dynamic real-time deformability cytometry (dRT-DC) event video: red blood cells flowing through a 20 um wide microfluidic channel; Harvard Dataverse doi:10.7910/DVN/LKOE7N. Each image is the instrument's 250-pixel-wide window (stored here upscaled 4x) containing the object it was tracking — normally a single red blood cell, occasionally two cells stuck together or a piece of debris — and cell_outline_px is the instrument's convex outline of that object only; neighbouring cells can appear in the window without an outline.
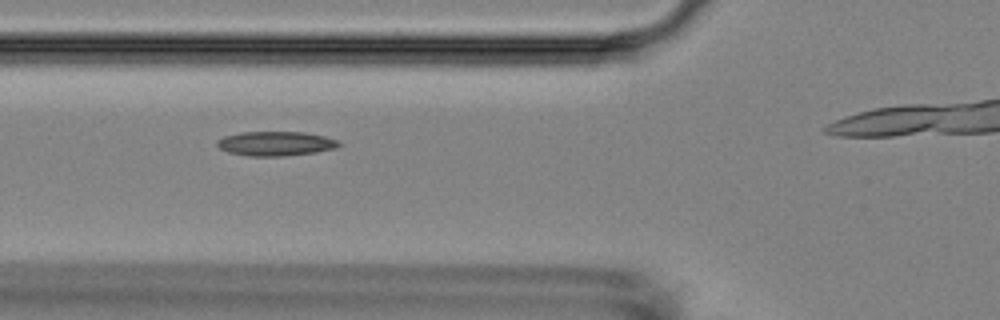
{"species": "Egyptian fruit bat (a non-hibernating species)", "species_latin": "Rousettus aegyptiacus", "temperature_condition": "room temperature", "stored_images_in_passage": 6, "camera_frame_rate_fps": 3000, "um_per_image_px": 0.085, "animal": {"sex": "female"}, "frame": {"image": 1, "passage_image": 3, "time_ms": 3.0, "image_size_px": [1000, 320], "cell_outline_px": [[340, 144], [336, 148], [316, 152], [284, 156], [248, 156], [228, 152], [220, 148], [216, 144], [216, 140], [224, 136], [240, 132], [304, 132], [324, 136], [336, 140]], "centroid_in_image_um": [23.39, 12.2], "position_along_channel_um": 102.4, "area_um2": 17.28}}
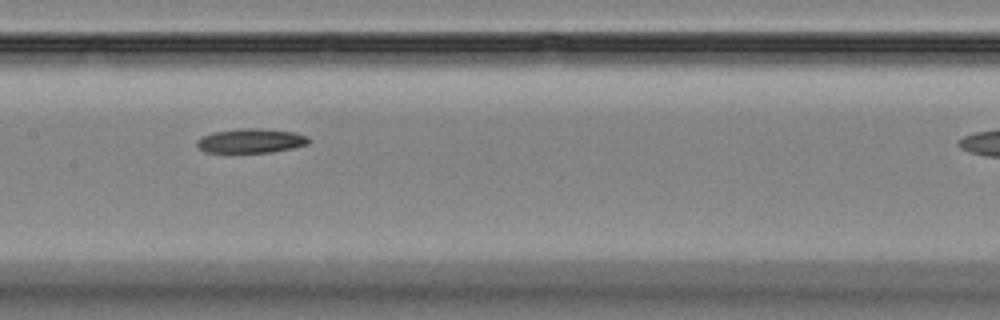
{"frame": {"image": 2, "passage_image": 5, "time_ms": 5.333, "image_size_px": [1000, 320], "cell_outline_px": [[312, 140], [308, 144], [292, 148], [272, 152], [204, 152], [196, 144], [196, 140], [200, 136], [212, 132], [236, 128], [260, 128], [296, 132], [308, 136]], "centroid_in_image_um": [21.33, 11.95], "position_along_channel_um": 186.1, "area_um2": 16.13}}
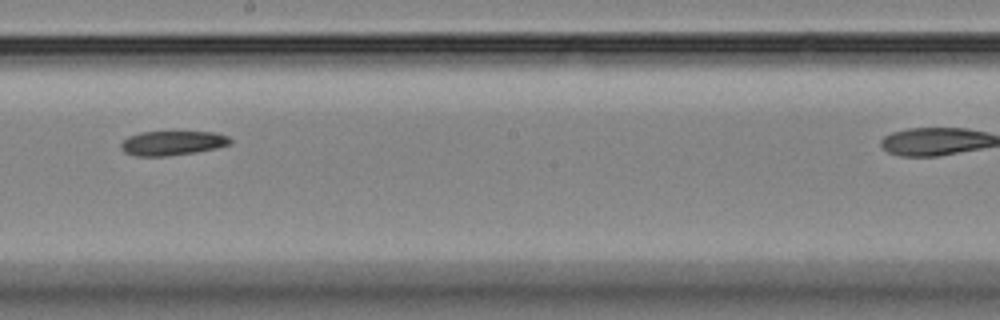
{"frame": {"image": 3, "passage_image": 6, "time_ms": 6.667, "image_size_px": [1000, 320], "cell_outline_px": [[232, 144], [216, 148], [196, 152], [168, 156], [136, 156], [124, 152], [120, 148], [120, 144], [128, 136], [140, 132], [216, 132], [228, 136], [232, 140]], "centroid_in_image_um": [14.66, 12.16], "position_along_channel_um": 233.5, "area_um2": 15.66}}